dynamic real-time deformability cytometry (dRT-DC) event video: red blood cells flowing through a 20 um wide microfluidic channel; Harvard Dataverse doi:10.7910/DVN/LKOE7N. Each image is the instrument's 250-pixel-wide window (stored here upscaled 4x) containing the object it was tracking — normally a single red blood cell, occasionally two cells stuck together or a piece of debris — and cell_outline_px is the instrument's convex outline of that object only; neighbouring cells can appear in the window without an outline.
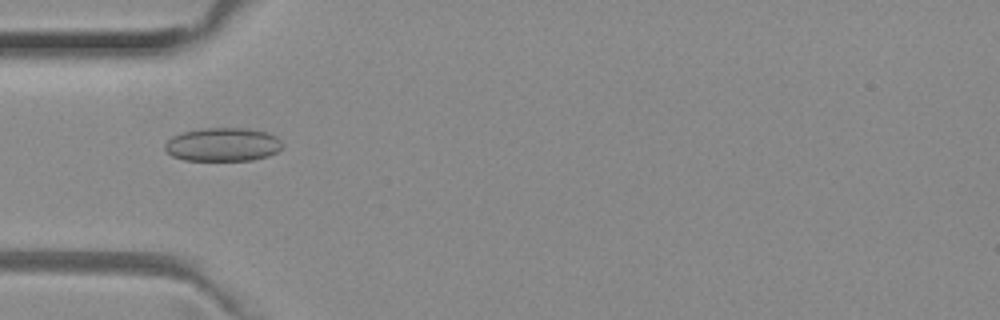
{"species": "common noctule bat (a hibernating species)", "species_latin": "Nyctalus noctula", "temperature_condition": "room temperature", "stored_images_in_passage": 38, "camera_frame_rate_fps": 3000, "um_per_image_px": 0.085, "animal": {"sex": "female", "body_mass_g": 29.2, "forearm_length_mm": 56.3}, "frame": {"image": 1, "passage_image": 3, "time_ms": 0.667, "image_size_px": [1000, 320], "cell_outline_px": [[280, 148], [276, 152], [268, 156], [252, 160], [184, 160], [172, 156], [164, 148], [164, 144], [172, 136], [184, 132], [204, 128], [248, 128], [268, 132], [276, 136], [280, 140]], "centroid_in_image_um": [18.93, 12.28], "position_along_channel_um": 66.1, "area_um2": 22.89}}
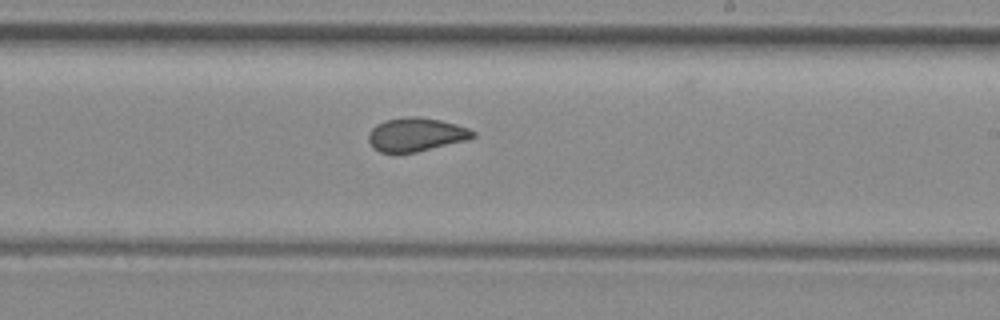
{"frame": {"image": 2, "passage_image": 17, "time_ms": 5.333, "image_size_px": [1000, 320], "cell_outline_px": [[476, 136], [464, 140], [416, 152], [380, 152], [372, 148], [368, 140], [368, 132], [376, 124], [384, 120], [408, 116], [416, 116], [440, 120], [456, 124], [468, 128], [476, 132]], "centroid_in_image_um": [35.32, 11.42], "position_along_channel_um": 253.7, "area_um2": 20.35}}
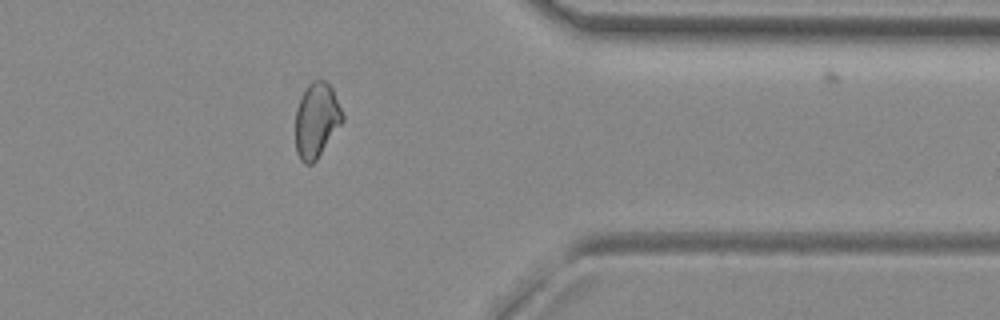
{"frame": {"image": 3, "passage_image": 28, "time_ms": 9.0, "image_size_px": [1000, 320], "cell_outline_px": [[344, 120], [316, 160], [312, 164], [304, 164], [300, 160], [296, 152], [296, 108], [300, 96], [308, 84], [312, 80], [324, 80], [332, 88], [344, 116]], "centroid_in_image_um": [26.89, 10.22], "position_along_channel_um": 384.5, "area_um2": 20.52}, "authors_computed_cell_mechanics": {"area_um2": 20.808, "velocity_mm_per_s": 4.0206, "shape_relaxation_time_tau1_ms": null, "shape_relaxation_time_tau2_ms": 1.2321, "deformation_change_tau1": null, "deformation_change_tau2": 0.0554}}